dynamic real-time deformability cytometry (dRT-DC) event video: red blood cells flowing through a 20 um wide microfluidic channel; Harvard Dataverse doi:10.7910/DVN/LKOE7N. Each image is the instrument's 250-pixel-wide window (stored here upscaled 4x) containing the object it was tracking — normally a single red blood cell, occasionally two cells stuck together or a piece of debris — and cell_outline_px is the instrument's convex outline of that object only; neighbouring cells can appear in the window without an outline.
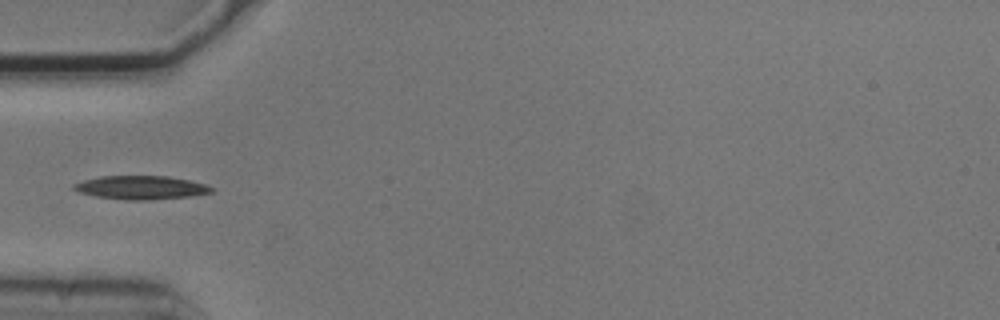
{"species": "common noctule bat (a hibernating species)", "species_latin": "Nyctalus noctula", "temperature_condition": "cold", "stored_images_in_passage": 5, "camera_frame_rate_fps": 3000, "um_per_image_px": 0.085, "animal": {"sex": "male", "body_mass_g": 20.5, "forearm_length_mm": 52.5}, "frame": {"image": 1, "passage_image": 5, "time_ms": 1.333, "image_size_px": [1000, 320], "cell_outline_px": [[216, 188], [212, 192], [192, 196], [148, 200], [124, 200], [96, 196], [80, 192], [72, 188], [72, 184], [84, 180], [100, 176], [168, 176], [188, 180], [204, 184]], "centroid_in_image_um": [11.99, 15.94], "position_along_channel_um": 73.0, "area_um2": 18.9}}